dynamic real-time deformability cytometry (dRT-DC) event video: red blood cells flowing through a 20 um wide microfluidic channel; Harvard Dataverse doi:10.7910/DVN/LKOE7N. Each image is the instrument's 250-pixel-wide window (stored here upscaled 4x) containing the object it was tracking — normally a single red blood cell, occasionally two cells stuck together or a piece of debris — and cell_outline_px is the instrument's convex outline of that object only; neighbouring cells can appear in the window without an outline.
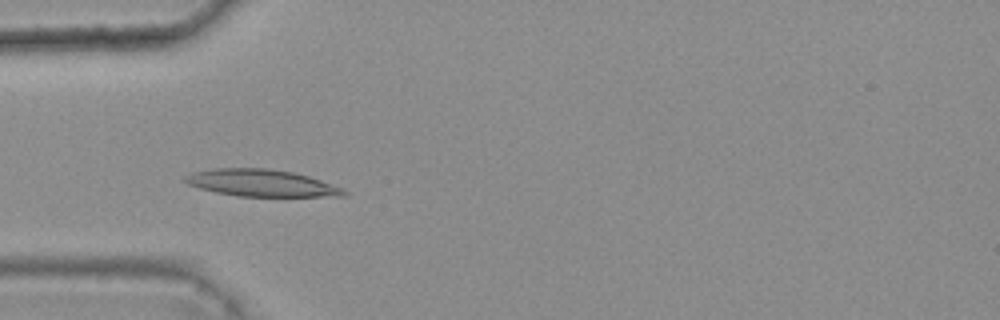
{"species": "common noctule bat (a hibernating species)", "species_latin": "Nyctalus noctula", "temperature_condition": "warm", "stored_images_in_passage": 7, "camera_frame_rate_fps": 3000, "um_per_image_px": 0.085, "animal": {"sex": "female", "body_mass_g": 25.1}, "frame": {"image": 1, "passage_image": 4, "time_ms": 1.0, "image_size_px": [1000, 320], "cell_outline_px": [[348, 196], [236, 196], [216, 192], [200, 188], [188, 184], [180, 180], [184, 176], [192, 172], [212, 168], [268, 168], [292, 172], [308, 176], [344, 188], [348, 192]], "centroid_in_image_um": [22.19, 15.55], "position_along_channel_um": 62.8, "area_um2": 25.09}}
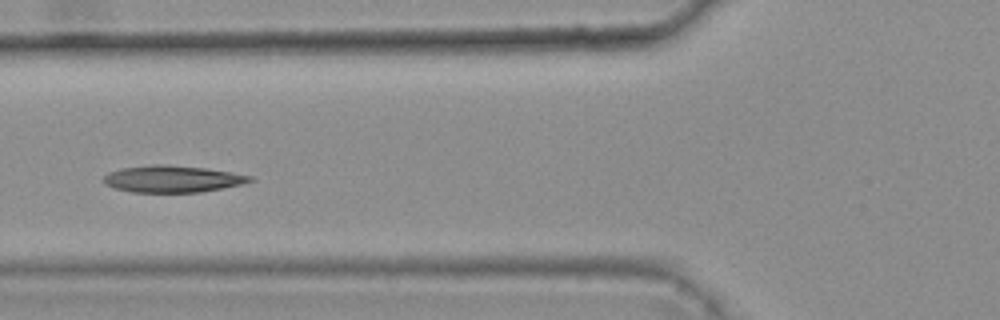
{"frame": {"image": 2, "passage_image": 5, "time_ms": 1.333, "image_size_px": [1000, 320], "cell_outline_px": [[256, 180], [240, 184], [200, 192], [132, 192], [112, 188], [104, 184], [100, 180], [108, 172], [120, 168], [152, 164], [164, 164], [204, 168], [232, 172], [252, 176]], "centroid_in_image_um": [14.58, 15.2], "position_along_channel_um": 111.2, "area_um2": 23.0}}
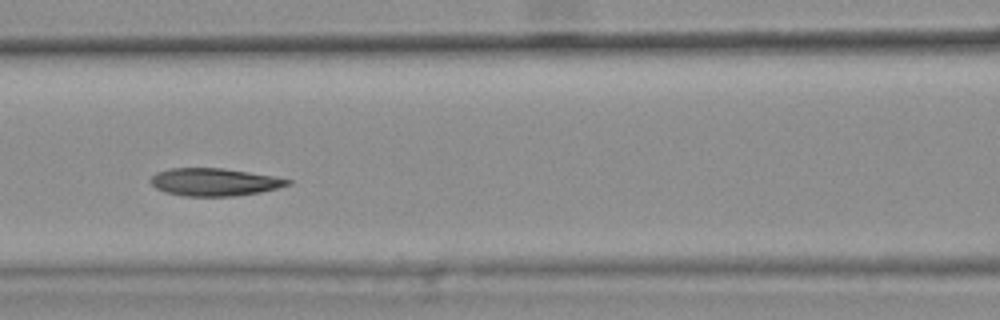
{"frame": {"image": 3, "passage_image": 6, "time_ms": 1.667, "image_size_px": [1000, 320], "cell_outline_px": [[292, 184], [260, 192], [236, 196], [184, 196], [164, 192], [156, 188], [148, 180], [156, 172], [168, 168], [224, 168], [272, 176], [292, 180]], "centroid_in_image_um": [18.18, 15.47], "position_along_channel_um": 148.4, "area_um2": 22.14}}